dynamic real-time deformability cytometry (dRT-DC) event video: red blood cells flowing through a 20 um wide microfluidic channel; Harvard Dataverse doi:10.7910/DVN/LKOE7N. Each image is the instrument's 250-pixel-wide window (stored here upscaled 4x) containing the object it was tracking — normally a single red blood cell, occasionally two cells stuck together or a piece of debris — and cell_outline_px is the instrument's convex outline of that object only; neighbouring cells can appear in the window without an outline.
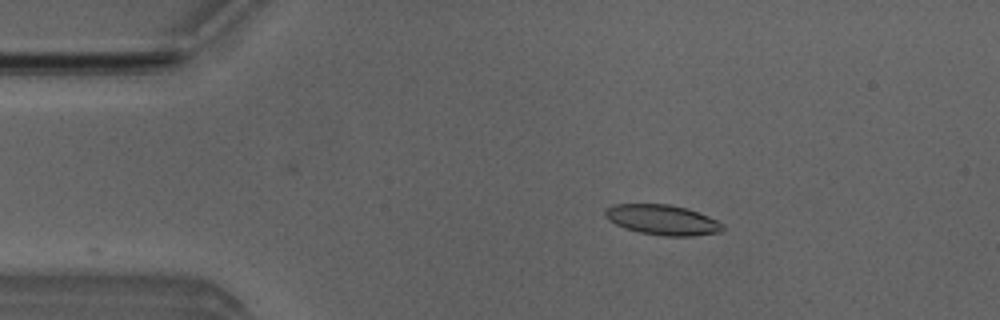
{"species": "Egyptian fruit bat (a non-hibernating species)", "species_latin": "Rousettus aegyptiacus", "temperature_condition": "room temperature", "stored_images_in_passage": 43, "camera_frame_rate_fps": 3000, "um_per_image_px": 0.085, "animal": {"sex": "male"}, "frame": {"image": 1, "passage_image": 1, "time_ms": 0.0, "image_size_px": [1000, 320], "cell_outline_px": [[724, 228], [720, 232], [692, 236], [664, 236], [640, 232], [624, 228], [608, 220], [604, 216], [604, 208], [612, 204], [668, 204], [688, 208], [708, 216], [724, 224]], "centroid_in_image_um": [56.28, 18.68], "position_along_channel_um": 28.7, "area_um2": 20.81}}
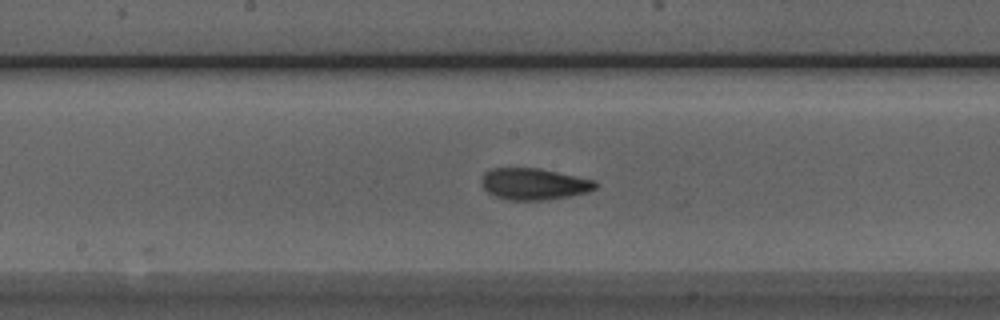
{"frame": {"image": 2, "passage_image": 18, "time_ms": 5.667, "image_size_px": [1000, 320], "cell_outline_px": [[596, 188], [588, 192], [548, 200], [508, 200], [496, 196], [488, 192], [480, 184], [480, 180], [484, 172], [492, 168], [536, 168], [556, 172], [592, 180], [596, 184]], "centroid_in_image_um": [45.31, 15.64], "position_along_channel_um": 202.9, "area_um2": 20.75}}
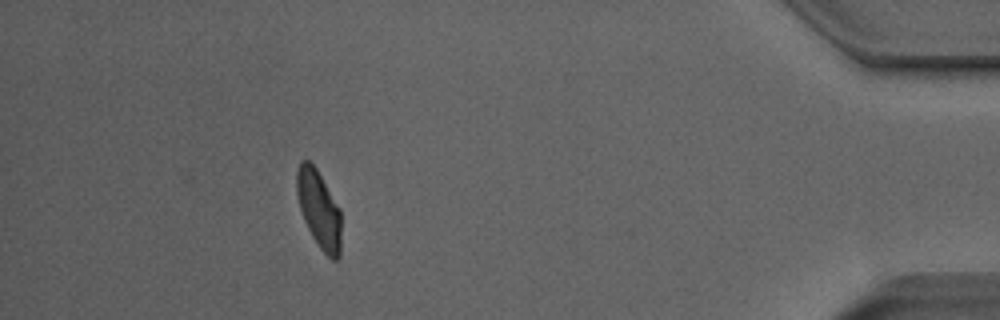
{"frame": {"image": 3, "passage_image": 38, "time_ms": 12.333, "image_size_px": [1000, 320], "cell_outline_px": [[340, 256], [336, 260], [332, 260], [320, 248], [312, 236], [304, 220], [300, 208], [296, 192], [296, 172], [300, 160], [308, 160], [316, 168], [340, 208]], "centroid_in_image_um": [27.1, 17.77], "position_along_channel_um": 408.1, "area_um2": 20.0}, "authors_computed_cell_mechanics": {"area_um2": 20.7502, "velocity_mm_per_s": 3.9875, "shape_relaxation_time_tau1_ms": null, "shape_relaxation_time_tau2_ms": 1.3184, "deformation_change_tau1": null, "deformation_change_tau2": 0.0582}}